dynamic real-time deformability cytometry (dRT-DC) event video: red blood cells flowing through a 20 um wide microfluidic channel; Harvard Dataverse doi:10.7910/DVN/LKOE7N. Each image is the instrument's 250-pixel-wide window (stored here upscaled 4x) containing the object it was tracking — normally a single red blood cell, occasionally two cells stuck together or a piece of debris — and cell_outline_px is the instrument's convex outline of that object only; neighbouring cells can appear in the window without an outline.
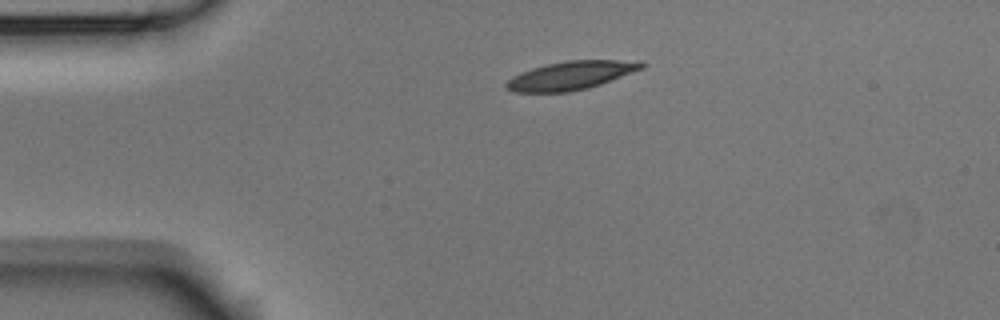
{"species": "Egyptian fruit bat (a non-hibernating species)", "species_latin": "Rousettus aegyptiacus", "temperature_condition": "room temperature", "stored_images_in_passage": 43, "camera_frame_rate_fps": 3000, "um_per_image_px": 0.085, "animal": {"sex": "male"}, "frame": {"image": 1, "passage_image": 1, "time_ms": 0.0, "image_size_px": [1000, 320], "cell_outline_px": [[648, 64], [644, 68], [600, 84], [588, 88], [568, 92], [516, 92], [504, 88], [504, 84], [512, 76], [520, 72], [532, 68], [548, 64], [568, 60], [616, 60]], "centroid_in_image_um": [48.46, 6.42], "position_along_channel_um": 36.5, "area_um2": 22.2}}
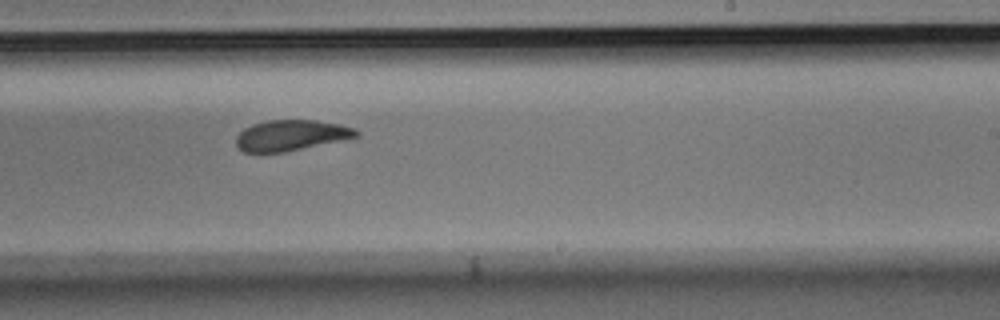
{"frame": {"image": 2, "passage_image": 22, "time_ms": 7.0, "image_size_px": [1000, 320], "cell_outline_px": [[360, 136], [284, 152], [244, 152], [236, 144], [236, 136], [244, 128], [252, 124], [268, 120], [316, 120], [340, 124], [356, 128], [360, 132]], "centroid_in_image_um": [24.76, 11.49], "position_along_channel_um": 264.2, "area_um2": 21.44}}
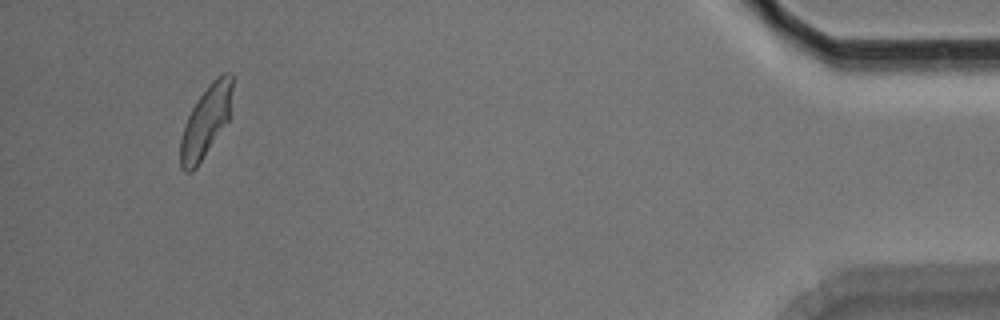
{"frame": {"image": 3, "passage_image": 40, "time_ms": 13.0, "image_size_px": [1000, 320], "cell_outline_px": [[232, 88], [228, 120], [196, 168], [192, 172], [184, 172], [180, 168], [180, 136], [184, 124], [192, 108], [208, 84], [216, 76], [224, 72], [232, 72]], "centroid_in_image_um": [17.47, 10.32], "position_along_channel_um": 417.7, "area_um2": 21.44}, "authors_computed_cell_mechanics": {"area_um2": 22.542, "velocity_mm_per_s": 3.7504, "shape_relaxation_time_tau1_ms": 4.3674, "shape_relaxation_time_tau2_ms": 2.2881, "deformation_change_tau1": 0.1443, "deformation_change_tau2": 0.0778}}